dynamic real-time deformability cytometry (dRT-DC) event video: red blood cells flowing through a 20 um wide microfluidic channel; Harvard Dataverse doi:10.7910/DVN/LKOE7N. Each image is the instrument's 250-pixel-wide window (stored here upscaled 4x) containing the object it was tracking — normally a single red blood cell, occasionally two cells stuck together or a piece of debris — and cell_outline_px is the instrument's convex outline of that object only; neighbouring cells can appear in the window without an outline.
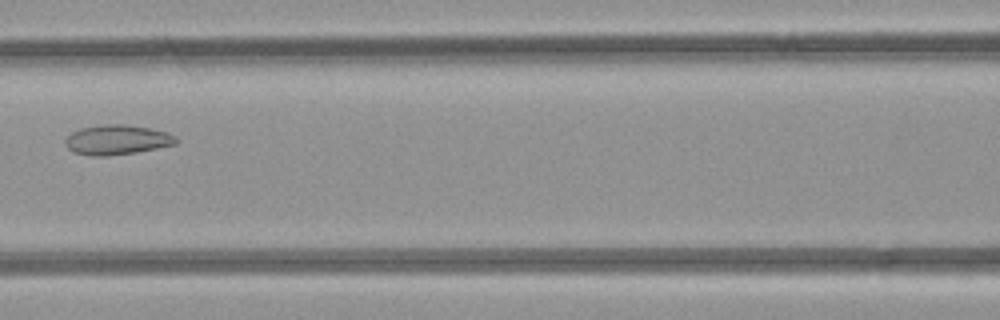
{"species": "common noctule bat (a hibernating species)", "species_latin": "Nyctalus noctula", "temperature_condition": "room temperature", "stored_images_in_passage": 6, "camera_frame_rate_fps": 3000, "um_per_image_px": 0.085, "animal": {"sex": "female", "body_mass_g": 21.9}, "frame": {"image": 1, "passage_image": 6, "time_ms": 6.667, "image_size_px": [1000, 320], "cell_outline_px": [[180, 140], [176, 144], [136, 152], [108, 156], [92, 156], [72, 152], [64, 144], [64, 140], [72, 132], [80, 128], [104, 124], [124, 124], [148, 128], [164, 132], [176, 136]], "centroid_in_image_um": [9.92, 11.89], "position_along_channel_um": 156.7, "area_um2": 19.25}}